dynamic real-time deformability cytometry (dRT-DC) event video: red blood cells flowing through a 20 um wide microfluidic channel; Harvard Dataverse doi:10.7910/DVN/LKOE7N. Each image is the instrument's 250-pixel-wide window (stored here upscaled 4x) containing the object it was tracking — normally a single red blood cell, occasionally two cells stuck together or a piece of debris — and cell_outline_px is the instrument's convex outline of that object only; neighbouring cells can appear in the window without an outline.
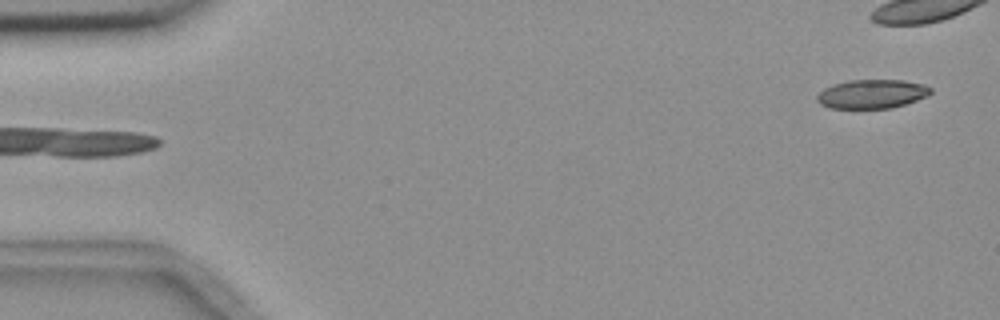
{"species": "common noctule bat (a hibernating species)", "species_latin": "Nyctalus noctula", "temperature_condition": "room temperature", "stored_images_in_passage": 5, "segment_of_instrument_passage": [2, 2], "camera_frame_rate_fps": 3000, "um_per_image_px": 0.085, "animal": {"sex": "female", "body_mass_g": 18.4}, "frame": {"image": 1, "passage_image": 5, "time_ms": 4.667, "image_size_px": [1000, 320], "cell_outline_px": [[932, 92], [928, 96], [892, 108], [828, 108], [820, 104], [816, 100], [816, 96], [824, 88], [832, 84], [848, 80], [904, 80], [924, 84], [932, 88]], "centroid_in_image_um": [74.11, 7.98], "position_along_channel_um": 10.9, "area_um2": 19.31}}